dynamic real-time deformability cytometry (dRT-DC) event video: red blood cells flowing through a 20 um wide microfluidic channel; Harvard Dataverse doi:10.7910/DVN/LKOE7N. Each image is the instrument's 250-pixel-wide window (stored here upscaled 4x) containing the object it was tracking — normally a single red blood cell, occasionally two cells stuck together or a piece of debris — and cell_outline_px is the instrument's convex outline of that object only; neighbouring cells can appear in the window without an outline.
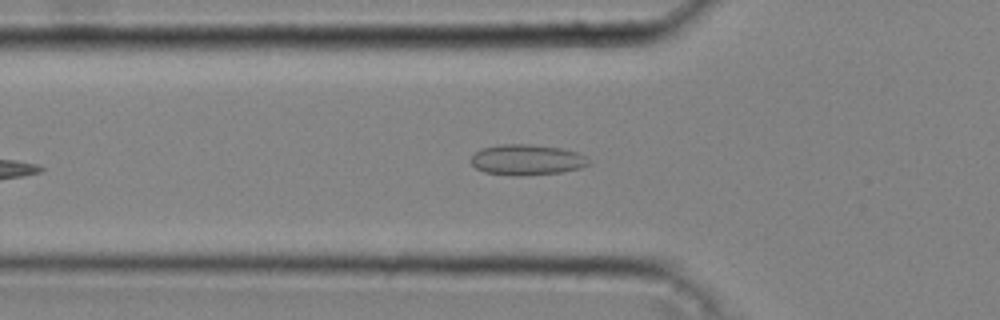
{"species": "common noctule bat (a hibernating species)", "species_latin": "Nyctalus noctula", "temperature_condition": "cold", "stored_images_in_passage": 22, "camera_frame_rate_fps": 3000, "um_per_image_px": 0.085, "animal": {"sex": "male", "body_mass_g": 20.4}, "frame": {"image": 1, "passage_image": 4, "time_ms": 1.0, "image_size_px": [1000, 320], "cell_outline_px": [[588, 164], [580, 168], [560, 172], [516, 176], [484, 172], [476, 168], [472, 164], [472, 156], [476, 152], [484, 148], [500, 144], [532, 144], [560, 148], [576, 152], [584, 156], [588, 160]], "centroid_in_image_um": [44.76, 13.58], "position_along_channel_um": 81.0, "area_um2": 20.69}}
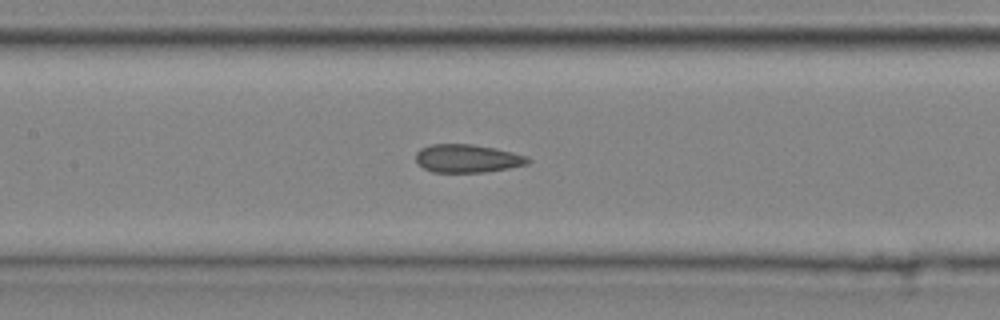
{"frame": {"image": 2, "passage_image": 10, "time_ms": 3.0, "image_size_px": [1000, 320], "cell_outline_px": [[532, 160], [528, 164], [508, 168], [484, 172], [432, 172], [424, 168], [416, 160], [416, 152], [420, 148], [432, 144], [472, 144], [512, 152], [528, 156]], "centroid_in_image_um": [39.73, 13.47], "position_along_channel_um": 167.7, "area_um2": 18.32}}
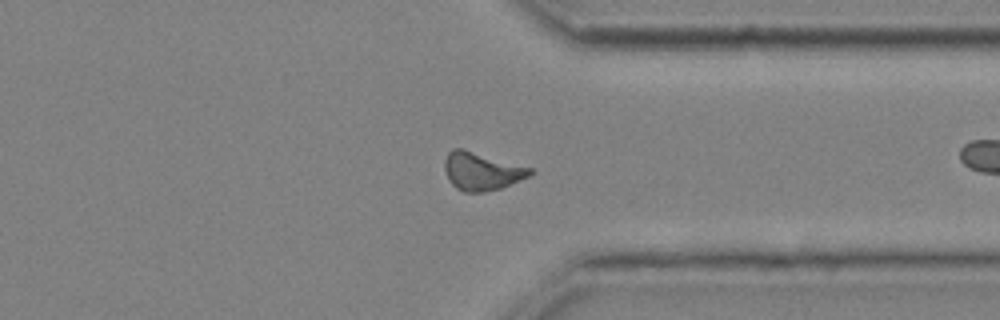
{"frame": {"image": 3, "passage_image": 21, "time_ms": 6.667, "image_size_px": [1000, 320], "cell_outline_px": [[536, 172], [528, 176], [500, 188], [484, 192], [464, 192], [456, 188], [448, 180], [444, 168], [444, 160], [448, 152], [452, 148], [464, 148], [532, 168]], "centroid_in_image_um": [40.91, 14.53], "position_along_channel_um": 370.5, "area_um2": 19.02}}